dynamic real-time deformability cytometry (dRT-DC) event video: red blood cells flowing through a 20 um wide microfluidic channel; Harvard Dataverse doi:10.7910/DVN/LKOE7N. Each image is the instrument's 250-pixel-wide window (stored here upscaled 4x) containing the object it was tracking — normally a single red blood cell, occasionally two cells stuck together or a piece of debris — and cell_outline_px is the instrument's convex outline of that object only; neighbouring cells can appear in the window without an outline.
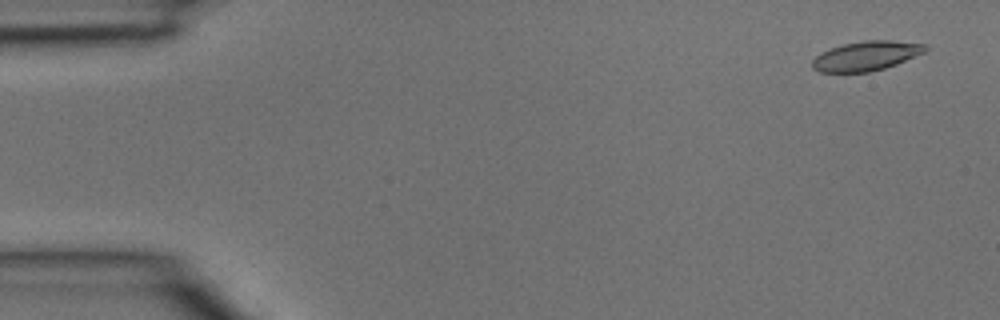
{"species": "common noctule bat (a hibernating species)", "species_latin": "Nyctalus noctula", "temperature_condition": "room temperature", "stored_images_in_passage": 9, "camera_frame_rate_fps": 3000, "um_per_image_px": 0.085, "animal": {"sex": "male", "body_mass_g": 15.6}, "frame": {"image": 1, "passage_image": 2, "time_ms": 0.333, "image_size_px": [1000, 320], "cell_outline_px": [[928, 48], [924, 52], [896, 64], [884, 68], [868, 72], [820, 72], [812, 68], [812, 60], [820, 52], [844, 44], [864, 40], [892, 40], [928, 44]], "centroid_in_image_um": [73.63, 4.74], "position_along_channel_um": 11.4, "area_um2": 19.36}}